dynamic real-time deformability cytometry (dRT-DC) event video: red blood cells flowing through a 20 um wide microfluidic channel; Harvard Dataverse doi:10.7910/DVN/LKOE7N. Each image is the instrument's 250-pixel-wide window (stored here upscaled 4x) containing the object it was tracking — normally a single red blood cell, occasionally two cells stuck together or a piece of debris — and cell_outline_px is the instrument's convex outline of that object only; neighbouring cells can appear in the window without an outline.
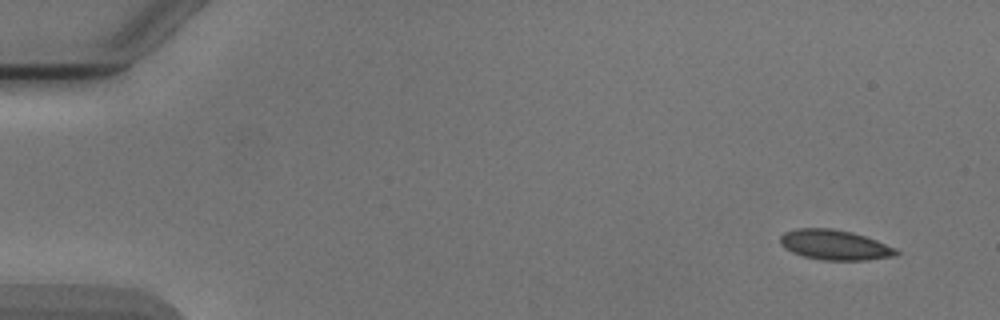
{"species": "Egyptian fruit bat (a non-hibernating species)", "species_latin": "Rousettus aegyptiacus", "temperature_condition": "cold", "stored_images_in_passage": 4, "camera_frame_rate_fps": 3000, "um_per_image_px": 0.085, "animal": {"sex": "male"}, "frame": {"image": 1, "passage_image": 1, "time_ms": 0.0, "image_size_px": [1000, 320], "cell_outline_px": [[900, 252], [896, 256], [868, 260], [824, 260], [804, 256], [792, 252], [784, 248], [780, 244], [780, 236], [784, 232], [796, 228], [832, 228], [852, 232], [876, 240], [896, 248]], "centroid_in_image_um": [70.95, 20.81], "position_along_channel_um": 14.1, "area_um2": 20.4}}
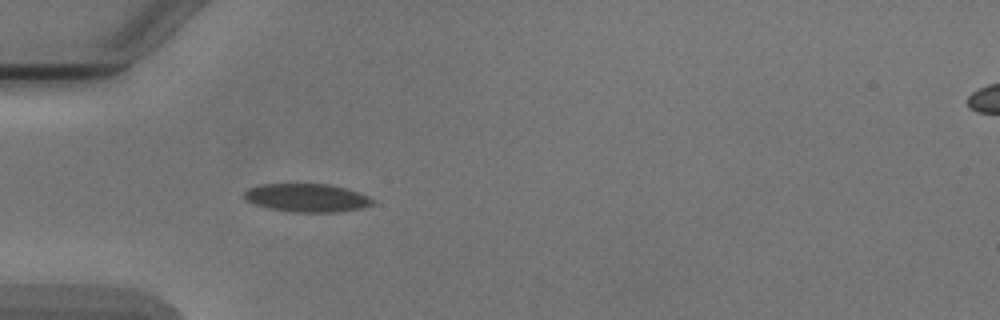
{"frame": {"image": 2, "passage_image": 4, "time_ms": 4.333, "image_size_px": [1000, 320], "cell_outline_px": [[376, 200], [372, 204], [364, 208], [340, 212], [292, 212], [268, 208], [244, 200], [244, 192], [248, 188], [260, 184], [328, 184], [344, 188], [368, 196]], "centroid_in_image_um": [26.08, 16.82], "position_along_channel_um": 58.9, "area_um2": 21.21}}